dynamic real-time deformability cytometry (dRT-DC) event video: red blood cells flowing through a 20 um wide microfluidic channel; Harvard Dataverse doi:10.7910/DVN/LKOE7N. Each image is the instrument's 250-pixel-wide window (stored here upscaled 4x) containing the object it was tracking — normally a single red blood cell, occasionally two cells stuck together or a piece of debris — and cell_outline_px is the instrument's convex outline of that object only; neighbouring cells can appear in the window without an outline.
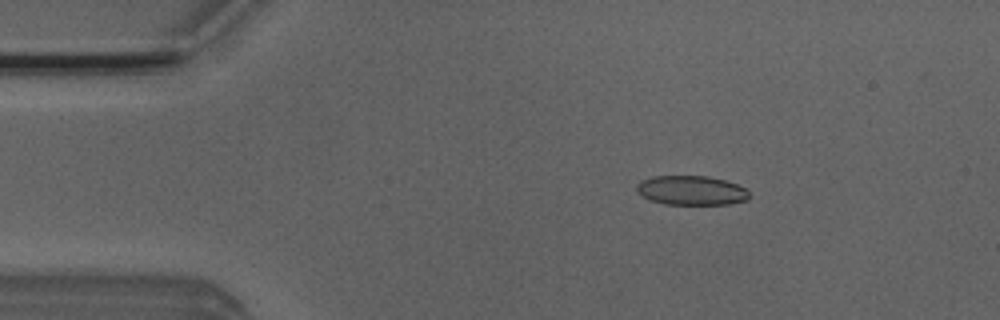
{"species": "Egyptian fruit bat (a non-hibernating species)", "species_latin": "Rousettus aegyptiacus", "temperature_condition": "room temperature", "stored_images_in_passage": 4, "camera_frame_rate_fps": 3000, "um_per_image_px": 0.085, "animal": {"sex": "male"}, "frame": {"image": 1, "passage_image": 3, "time_ms": 0.667, "image_size_px": [1000, 320], "cell_outline_px": [[752, 196], [748, 200], [728, 204], [664, 204], [648, 200], [636, 192], [636, 184], [640, 180], [652, 176], [708, 176], [724, 180], [736, 184], [744, 188]], "centroid_in_image_um": [58.73, 16.19], "position_along_channel_um": 26.3, "area_um2": 19.48}}